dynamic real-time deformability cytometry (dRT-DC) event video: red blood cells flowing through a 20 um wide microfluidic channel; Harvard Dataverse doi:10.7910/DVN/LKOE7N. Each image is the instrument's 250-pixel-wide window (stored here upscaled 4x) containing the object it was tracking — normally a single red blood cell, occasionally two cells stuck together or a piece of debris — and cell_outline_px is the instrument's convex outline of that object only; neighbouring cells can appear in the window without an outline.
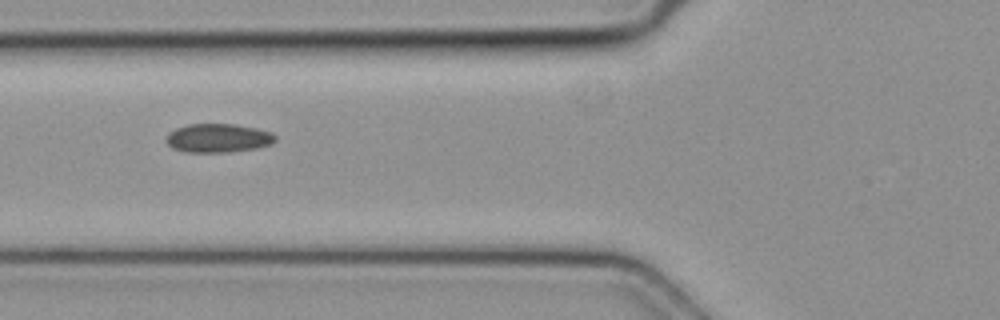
{"species": "common noctule bat (a hibernating species)", "species_latin": "Nyctalus noctula", "temperature_condition": "cold", "stored_images_in_passage": 2, "camera_frame_rate_fps": 3000, "um_per_image_px": 0.085, "animal": {"sex": "female", "body_mass_g": 19.3, "forearm_length_mm": 54.1}, "frame": {"image": 1, "passage_image": 2, "time_ms": 0.333, "image_size_px": [1000, 320], "cell_outline_px": [[276, 140], [272, 144], [256, 148], [228, 152], [188, 152], [172, 148], [164, 140], [168, 132], [176, 128], [188, 124], [236, 124], [256, 128], [272, 132], [276, 136]], "centroid_in_image_um": [18.53, 11.73], "position_along_channel_um": 107.3, "area_um2": 18.44}}